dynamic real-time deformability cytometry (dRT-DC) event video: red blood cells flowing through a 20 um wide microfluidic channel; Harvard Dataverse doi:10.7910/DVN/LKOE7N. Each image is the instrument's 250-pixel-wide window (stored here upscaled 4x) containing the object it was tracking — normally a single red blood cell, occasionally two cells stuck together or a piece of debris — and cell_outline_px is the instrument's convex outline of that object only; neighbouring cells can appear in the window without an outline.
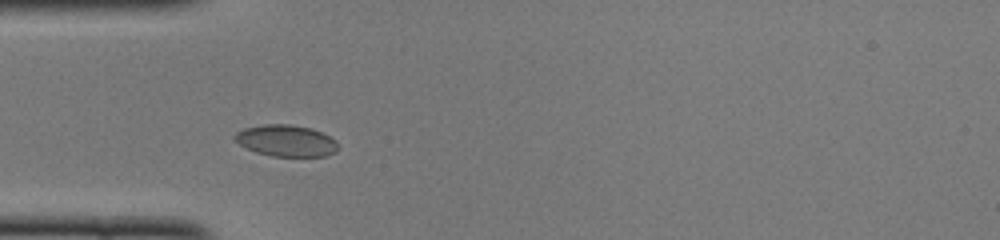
{"species": "common noctule bat (a hibernating species)", "species_latin": "Nyctalus noctula", "temperature_condition": "cold", "stored_images_in_passage": 29, "camera_frame_rate_fps": 3000, "um_per_image_px": 0.085, "animal": {"sex": "female", "body_mass_g": 22.0, "forearm_length_mm": 56.7}, "frame": {"image": 1, "passage_image": 8, "time_ms": 2.333, "image_size_px": [1000, 240], "cell_outline_px": [[336, 152], [328, 156], [272, 156], [256, 152], [240, 144], [232, 136], [236, 132], [244, 128], [264, 124], [288, 124], [312, 128], [336, 140]], "centroid_in_image_um": [24.31, 11.95], "position_along_channel_um": 60.7, "area_um2": 18.84}}
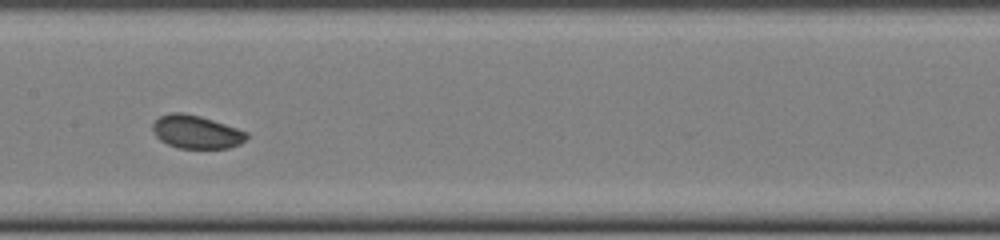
{"frame": {"image": 2, "passage_image": 18, "time_ms": 5.667, "image_size_px": [1000, 240], "cell_outline_px": [[248, 136], [240, 144], [228, 148], [180, 148], [168, 144], [160, 140], [156, 136], [152, 128], [152, 124], [160, 116], [172, 112], [180, 112], [200, 116], [248, 132]], "centroid_in_image_um": [16.67, 11.21], "position_along_channel_um": 190.7, "area_um2": 17.98}}
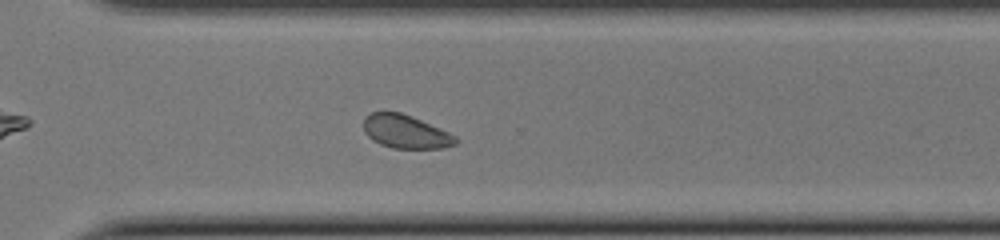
{"frame": {"image": 3, "passage_image": 29, "time_ms": 9.333, "image_size_px": [1000, 240], "cell_outline_px": [[460, 140], [456, 144], [444, 148], [392, 148], [380, 144], [372, 140], [364, 132], [364, 116], [372, 112], [400, 112], [412, 116], [448, 132], [456, 136]], "centroid_in_image_um": [34.48, 11.19], "position_along_channel_um": 336.1, "area_um2": 17.98}}